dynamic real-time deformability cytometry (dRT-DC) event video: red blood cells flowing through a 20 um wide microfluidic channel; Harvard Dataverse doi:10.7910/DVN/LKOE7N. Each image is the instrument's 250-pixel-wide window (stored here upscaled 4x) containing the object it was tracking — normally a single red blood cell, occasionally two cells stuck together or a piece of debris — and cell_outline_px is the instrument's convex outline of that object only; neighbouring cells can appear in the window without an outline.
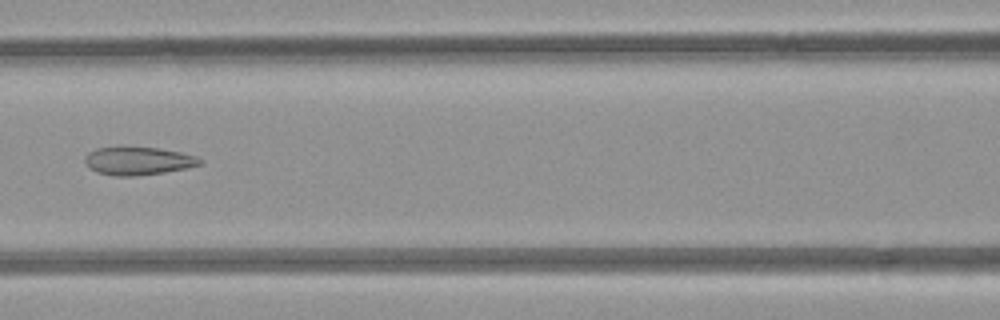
{"species": "common noctule bat (a hibernating species)", "species_latin": "Nyctalus noctula", "temperature_condition": "room temperature", "stored_images_in_passage": 6, "camera_frame_rate_fps": 3000, "um_per_image_px": 0.085, "animal": {"sex": "female", "body_mass_g": 21.9}, "frame": {"image": 1, "passage_image": 6, "time_ms": 5.667, "image_size_px": [1000, 320], "cell_outline_px": [[204, 164], [188, 168], [164, 172], [132, 176], [112, 176], [96, 172], [88, 168], [84, 164], [84, 160], [88, 152], [96, 148], [160, 148], [180, 152], [196, 156], [204, 160]], "centroid_in_image_um": [11.76, 13.69], "position_along_channel_um": 154.8, "area_um2": 18.84}}